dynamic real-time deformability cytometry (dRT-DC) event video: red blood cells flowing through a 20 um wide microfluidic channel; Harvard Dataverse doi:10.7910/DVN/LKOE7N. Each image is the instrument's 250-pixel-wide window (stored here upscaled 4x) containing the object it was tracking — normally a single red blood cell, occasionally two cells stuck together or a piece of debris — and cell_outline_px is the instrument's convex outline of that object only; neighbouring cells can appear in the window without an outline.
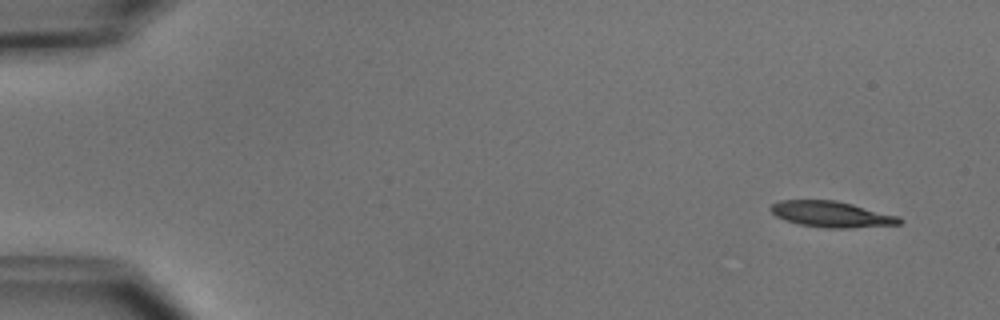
{"species": "common noctule bat (a hibernating species)", "species_latin": "Nyctalus noctula", "temperature_condition": "cold", "stored_images_in_passage": 5, "camera_frame_rate_fps": 3000, "um_per_image_px": 0.085, "animal": {"sex": "male", "body_mass_g": 15.6}, "frame": {"image": 1, "passage_image": 1, "time_ms": 0.0, "image_size_px": [1000, 320], "cell_outline_px": [[904, 220], [900, 224], [848, 228], [824, 228], [800, 224], [784, 220], [776, 216], [768, 208], [772, 204], [780, 200], [836, 200], [900, 216]], "centroid_in_image_um": [70.68, 18.21], "position_along_channel_um": 14.3, "area_um2": 19.54}}
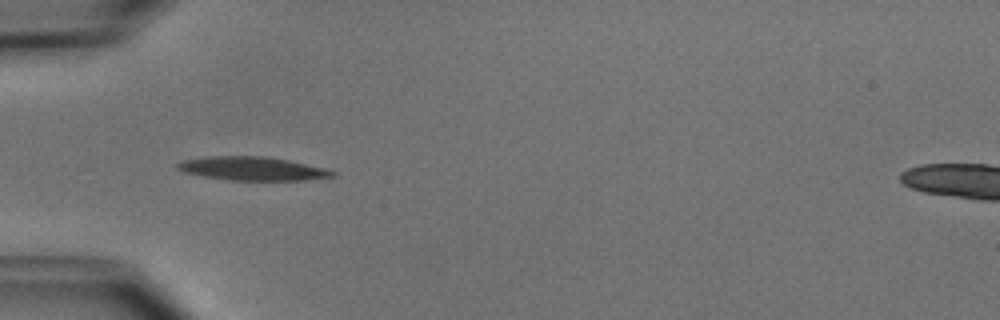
{"frame": {"image": 2, "passage_image": 4, "time_ms": 4.333, "image_size_px": [1000, 320], "cell_outline_px": [[336, 176], [304, 180], [228, 180], [204, 176], [184, 172], [176, 168], [176, 164], [180, 160], [204, 156], [268, 156], [288, 160], [324, 168], [336, 172]], "centroid_in_image_um": [21.41, 14.32], "position_along_channel_um": 63.6, "area_um2": 21.39}}